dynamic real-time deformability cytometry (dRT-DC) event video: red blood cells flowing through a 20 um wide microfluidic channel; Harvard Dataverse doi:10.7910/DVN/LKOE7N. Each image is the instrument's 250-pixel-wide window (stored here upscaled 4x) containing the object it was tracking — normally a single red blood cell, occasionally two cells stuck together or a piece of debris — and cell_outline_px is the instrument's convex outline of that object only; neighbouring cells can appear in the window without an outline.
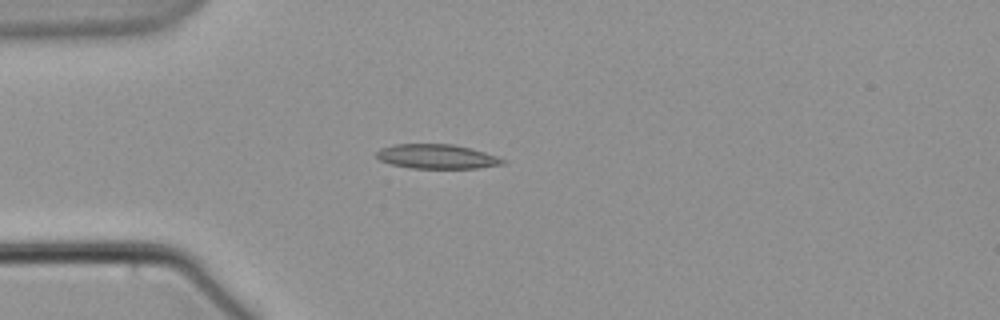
{"species": "common noctule bat (a hibernating species)", "species_latin": "Nyctalus noctula", "temperature_condition": "warm", "stored_images_in_passage": 4, "camera_frame_rate_fps": 3000, "um_per_image_px": 0.085, "animal": {"sex": "male", "body_mass_g": 21.5, "forearm_length_mm": 52.0}, "frame": {"image": 1, "passage_image": 1, "time_ms": 0.0, "image_size_px": [1000, 320], "cell_outline_px": [[508, 160], [504, 164], [476, 168], [408, 168], [392, 164], [380, 160], [376, 156], [376, 152], [380, 148], [392, 144], [452, 144], [472, 148]], "centroid_in_image_um": [37.13, 13.3], "position_along_channel_um": 47.9, "area_um2": 18.03}}
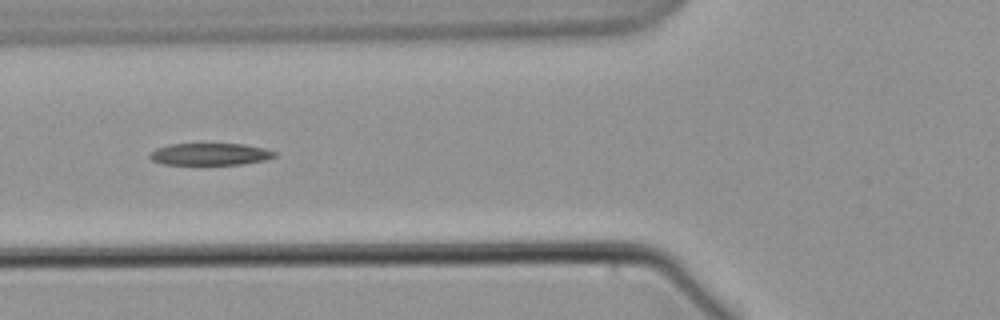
{"frame": {"image": 2, "passage_image": 3, "time_ms": 2.333, "image_size_px": [1000, 320], "cell_outline_px": [[276, 156], [264, 160], [244, 164], [164, 164], [152, 160], [148, 156], [156, 148], [168, 144], [244, 144], [264, 148], [276, 152]], "centroid_in_image_um": [17.86, 13.1], "position_along_channel_um": 107.9, "area_um2": 15.9}}